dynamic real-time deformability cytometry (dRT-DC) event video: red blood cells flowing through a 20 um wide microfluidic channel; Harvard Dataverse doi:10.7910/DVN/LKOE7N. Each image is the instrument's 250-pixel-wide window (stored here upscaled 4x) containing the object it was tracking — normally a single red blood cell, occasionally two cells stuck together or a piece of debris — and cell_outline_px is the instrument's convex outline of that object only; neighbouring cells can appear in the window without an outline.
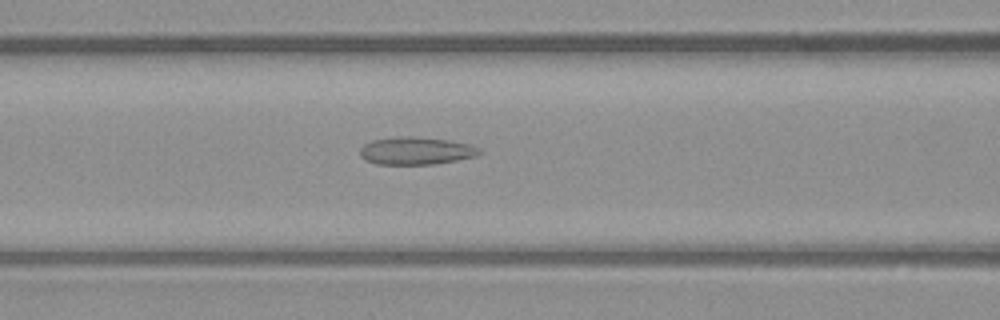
{"species": "common noctule bat (a hibernating species)", "species_latin": "Nyctalus noctula", "temperature_condition": "warm", "stored_images_in_passage": 37, "camera_frame_rate_fps": 3000, "um_per_image_px": 0.085, "animal": {"sex": "male", "body_mass_g": 23.1, "forearm_length_mm": 52.7}, "frame": {"image": 1, "passage_image": 11, "time_ms": 3.333, "image_size_px": [1000, 320], "cell_outline_px": [[484, 152], [476, 156], [436, 164], [376, 164], [364, 160], [360, 156], [360, 148], [364, 144], [372, 140], [400, 136], [412, 136], [448, 140], [468, 144], [480, 148]], "centroid_in_image_um": [35.35, 12.82], "position_along_channel_um": 131.2, "area_um2": 19.31}}
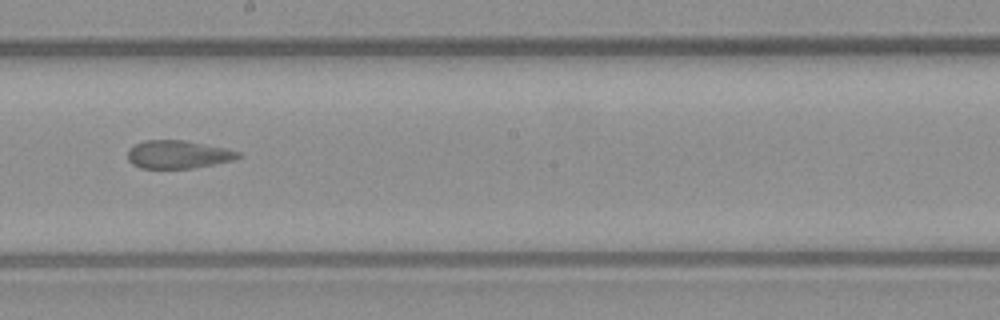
{"frame": {"image": 2, "passage_image": 19, "time_ms": 6.0, "image_size_px": [1000, 320], "cell_outline_px": [[244, 156], [232, 160], [192, 168], [140, 168], [132, 164], [128, 160], [128, 148], [144, 140], [184, 140], [224, 148], [240, 152]], "centroid_in_image_um": [15.11, 13.12], "position_along_channel_um": 233.1, "area_um2": 17.98}}
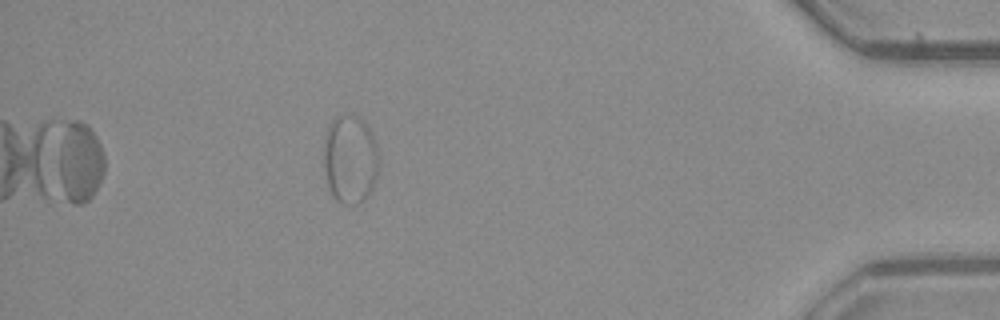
{"frame": {"image": 3, "passage_image": 37, "time_ms": 12.0, "image_size_px": [1000, 320], "cell_outline_px": [[376, 176], [372, 188], [368, 196], [360, 204], [340, 204], [332, 196], [328, 188], [324, 172], [324, 136], [328, 124], [336, 116], [356, 116], [364, 120], [376, 144]], "centroid_in_image_um": [29.7, 13.57], "position_along_channel_um": 405.5, "area_um2": 28.44}}